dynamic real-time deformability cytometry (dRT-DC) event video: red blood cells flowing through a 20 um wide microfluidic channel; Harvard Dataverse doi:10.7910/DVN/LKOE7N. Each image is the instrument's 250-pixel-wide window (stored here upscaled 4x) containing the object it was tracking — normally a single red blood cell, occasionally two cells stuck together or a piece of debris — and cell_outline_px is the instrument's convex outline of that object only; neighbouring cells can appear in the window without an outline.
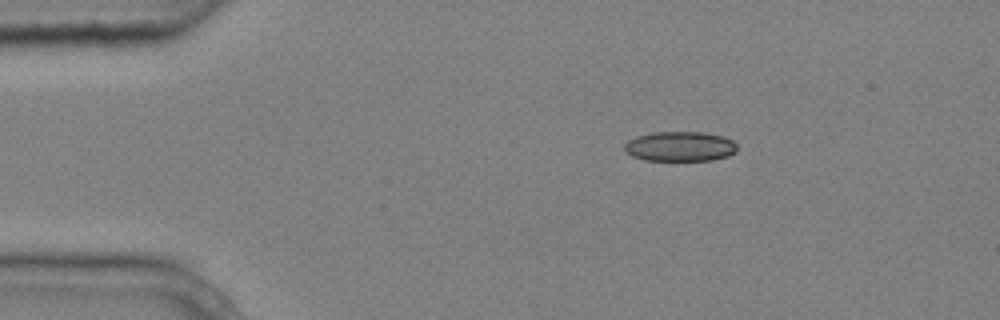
{"species": "common noctule bat (a hibernating species)", "species_latin": "Nyctalus noctula", "temperature_condition": "cold", "stored_images_in_passage": 4, "camera_frame_rate_fps": 3000, "um_per_image_px": 0.085, "animal": {"sex": "male", "body_mass_g": 20.4}, "frame": {"image": 1, "passage_image": 1, "time_ms": 0.0, "image_size_px": [1000, 320], "cell_outline_px": [[736, 152], [728, 156], [712, 160], [644, 160], [632, 156], [624, 152], [624, 144], [628, 140], [636, 136], [652, 132], [700, 132], [724, 136], [732, 140], [736, 144]], "centroid_in_image_um": [57.78, 12.44], "position_along_channel_um": 27.2, "area_um2": 19.71}}
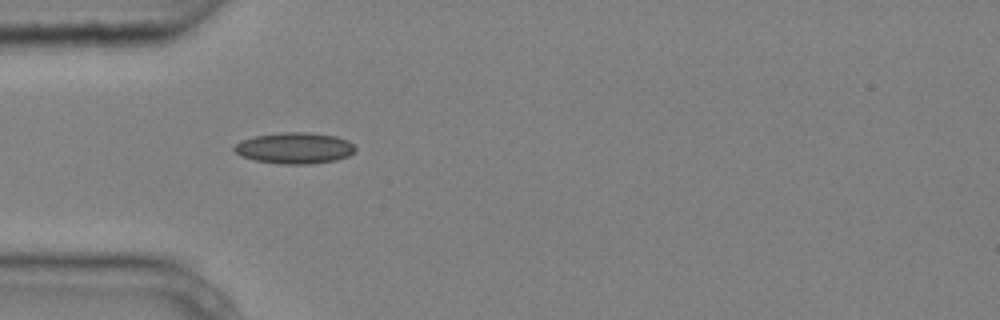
{"frame": {"image": 2, "passage_image": 3, "time_ms": 0.667, "image_size_px": [1000, 320], "cell_outline_px": [[356, 152], [348, 156], [336, 160], [308, 164], [280, 164], [256, 160], [244, 156], [236, 152], [232, 148], [240, 140], [256, 136], [284, 132], [312, 132], [336, 136], [348, 140], [356, 148]], "centroid_in_image_um": [25.08, 12.58], "position_along_channel_um": 59.9, "area_um2": 21.96}}
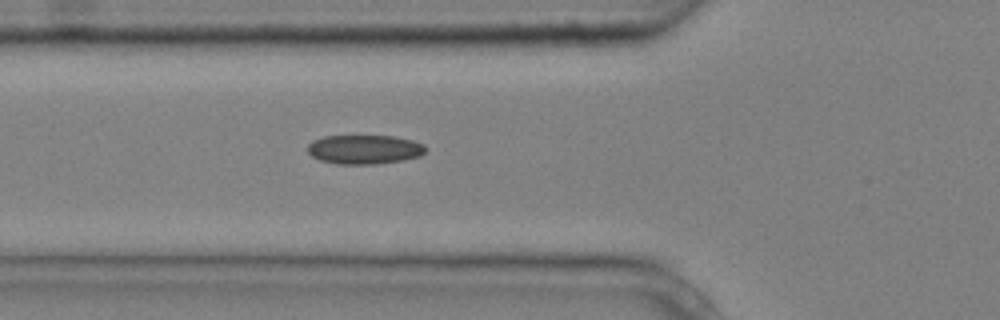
{"frame": {"image": 3, "passage_image": 4, "time_ms": 1.0, "image_size_px": [1000, 320], "cell_outline_px": [[428, 148], [420, 156], [404, 160], [372, 164], [336, 164], [320, 160], [312, 156], [308, 152], [308, 144], [312, 140], [324, 136], [392, 136], [412, 140], [424, 144]], "centroid_in_image_um": [30.98, 12.7], "position_along_channel_um": 94.8, "area_um2": 20.11}}